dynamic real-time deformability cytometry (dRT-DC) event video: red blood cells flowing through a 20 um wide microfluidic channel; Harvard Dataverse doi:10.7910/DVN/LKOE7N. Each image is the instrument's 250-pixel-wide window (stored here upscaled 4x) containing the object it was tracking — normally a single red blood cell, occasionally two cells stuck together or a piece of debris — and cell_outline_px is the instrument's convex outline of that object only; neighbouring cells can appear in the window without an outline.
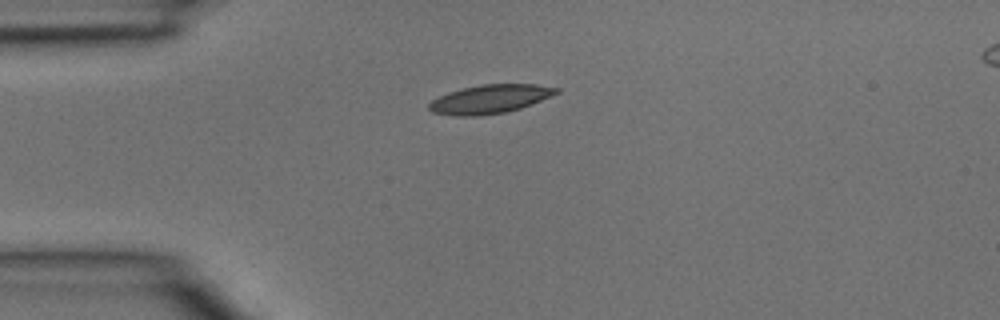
{"species": "common noctule bat (a hibernating species)", "species_latin": "Nyctalus noctula", "temperature_condition": "room temperature", "stored_images_in_passage": 2, "camera_frame_rate_fps": 3000, "um_per_image_px": 0.085, "animal": {"sex": "male", "body_mass_g": 15.6}, "frame": {"image": 1, "passage_image": 1, "time_ms": 0.0, "image_size_px": [1000, 320], "cell_outline_px": [[560, 92], [520, 108], [504, 112], [480, 116], [452, 116], [432, 112], [428, 108], [428, 104], [432, 100], [448, 92], [480, 84], [536, 84], [560, 88]], "centroid_in_image_um": [41.62, 8.42], "position_along_channel_um": 43.4, "area_um2": 21.21}}